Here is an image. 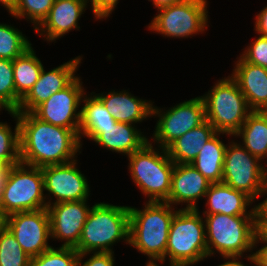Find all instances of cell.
<instances>
[{"mask_svg": "<svg viewBox=\"0 0 267 266\" xmlns=\"http://www.w3.org/2000/svg\"><path fill=\"white\" fill-rule=\"evenodd\" d=\"M20 161L42 168L75 160L82 147L79 130L39 120L31 112H17Z\"/></svg>", "mask_w": 267, "mask_h": 266, "instance_id": "cell-1", "label": "cell"}, {"mask_svg": "<svg viewBox=\"0 0 267 266\" xmlns=\"http://www.w3.org/2000/svg\"><path fill=\"white\" fill-rule=\"evenodd\" d=\"M144 209L129 207V245L149 260L166 261L171 221L178 210L166 202H147Z\"/></svg>", "mask_w": 267, "mask_h": 266, "instance_id": "cell-2", "label": "cell"}, {"mask_svg": "<svg viewBox=\"0 0 267 266\" xmlns=\"http://www.w3.org/2000/svg\"><path fill=\"white\" fill-rule=\"evenodd\" d=\"M123 239L129 244V206L100 202L91 207L75 249L79 254L113 252L112 245Z\"/></svg>", "mask_w": 267, "mask_h": 266, "instance_id": "cell-3", "label": "cell"}, {"mask_svg": "<svg viewBox=\"0 0 267 266\" xmlns=\"http://www.w3.org/2000/svg\"><path fill=\"white\" fill-rule=\"evenodd\" d=\"M204 215L208 257L216 254L214 252L217 250L223 258H242L244 252L257 248L255 215Z\"/></svg>", "mask_w": 267, "mask_h": 266, "instance_id": "cell-4", "label": "cell"}, {"mask_svg": "<svg viewBox=\"0 0 267 266\" xmlns=\"http://www.w3.org/2000/svg\"><path fill=\"white\" fill-rule=\"evenodd\" d=\"M170 266H190L208 258L205 220L198 209H178L168 235Z\"/></svg>", "mask_w": 267, "mask_h": 266, "instance_id": "cell-5", "label": "cell"}, {"mask_svg": "<svg viewBox=\"0 0 267 266\" xmlns=\"http://www.w3.org/2000/svg\"><path fill=\"white\" fill-rule=\"evenodd\" d=\"M128 160L131 178L144 196L149 197L148 202H165L170 194L175 165L166 149L160 148L156 151L152 143L147 141L139 150L129 155Z\"/></svg>", "mask_w": 267, "mask_h": 266, "instance_id": "cell-6", "label": "cell"}, {"mask_svg": "<svg viewBox=\"0 0 267 266\" xmlns=\"http://www.w3.org/2000/svg\"><path fill=\"white\" fill-rule=\"evenodd\" d=\"M206 120L223 135H234L251 112L245 96L231 77L220 79L205 95Z\"/></svg>", "mask_w": 267, "mask_h": 266, "instance_id": "cell-7", "label": "cell"}, {"mask_svg": "<svg viewBox=\"0 0 267 266\" xmlns=\"http://www.w3.org/2000/svg\"><path fill=\"white\" fill-rule=\"evenodd\" d=\"M43 191L44 176L41 168L20 162L9 167L0 204L8 216L47 208V195Z\"/></svg>", "mask_w": 267, "mask_h": 266, "instance_id": "cell-8", "label": "cell"}, {"mask_svg": "<svg viewBox=\"0 0 267 266\" xmlns=\"http://www.w3.org/2000/svg\"><path fill=\"white\" fill-rule=\"evenodd\" d=\"M207 4V0H183L161 8L148 28L170 38L202 33L208 25Z\"/></svg>", "mask_w": 267, "mask_h": 266, "instance_id": "cell-9", "label": "cell"}, {"mask_svg": "<svg viewBox=\"0 0 267 266\" xmlns=\"http://www.w3.org/2000/svg\"><path fill=\"white\" fill-rule=\"evenodd\" d=\"M152 115L159 117L153 141L163 149L206 121L205 104L201 96L179 103L166 112L152 106Z\"/></svg>", "mask_w": 267, "mask_h": 266, "instance_id": "cell-10", "label": "cell"}, {"mask_svg": "<svg viewBox=\"0 0 267 266\" xmlns=\"http://www.w3.org/2000/svg\"><path fill=\"white\" fill-rule=\"evenodd\" d=\"M259 161L243 145L229 143L223 163L222 183L256 200L266 182L263 165Z\"/></svg>", "mask_w": 267, "mask_h": 266, "instance_id": "cell-11", "label": "cell"}, {"mask_svg": "<svg viewBox=\"0 0 267 266\" xmlns=\"http://www.w3.org/2000/svg\"><path fill=\"white\" fill-rule=\"evenodd\" d=\"M85 95L81 79L76 77L63 90L52 94L31 113L39 120L52 125L80 130L81 109L78 108Z\"/></svg>", "mask_w": 267, "mask_h": 266, "instance_id": "cell-12", "label": "cell"}, {"mask_svg": "<svg viewBox=\"0 0 267 266\" xmlns=\"http://www.w3.org/2000/svg\"><path fill=\"white\" fill-rule=\"evenodd\" d=\"M7 228L15 236L23 251L31 258L52 248L48 244L51 230L47 208L9 215Z\"/></svg>", "mask_w": 267, "mask_h": 266, "instance_id": "cell-13", "label": "cell"}, {"mask_svg": "<svg viewBox=\"0 0 267 266\" xmlns=\"http://www.w3.org/2000/svg\"><path fill=\"white\" fill-rule=\"evenodd\" d=\"M77 160L64 164L48 165L41 168L44 176V190L55 196L56 200L47 206L59 202L87 200L89 184L87 178L76 166Z\"/></svg>", "mask_w": 267, "mask_h": 266, "instance_id": "cell-14", "label": "cell"}, {"mask_svg": "<svg viewBox=\"0 0 267 266\" xmlns=\"http://www.w3.org/2000/svg\"><path fill=\"white\" fill-rule=\"evenodd\" d=\"M87 200L66 201L47 206L51 238L64 241L62 247L75 248L90 209Z\"/></svg>", "mask_w": 267, "mask_h": 266, "instance_id": "cell-15", "label": "cell"}, {"mask_svg": "<svg viewBox=\"0 0 267 266\" xmlns=\"http://www.w3.org/2000/svg\"><path fill=\"white\" fill-rule=\"evenodd\" d=\"M80 56L46 72L44 67L39 79L32 89L21 100L16 112H32L37 106L46 101L52 94L63 90L77 76L74 74L81 63Z\"/></svg>", "mask_w": 267, "mask_h": 266, "instance_id": "cell-16", "label": "cell"}, {"mask_svg": "<svg viewBox=\"0 0 267 266\" xmlns=\"http://www.w3.org/2000/svg\"><path fill=\"white\" fill-rule=\"evenodd\" d=\"M211 182L206 179L192 164H175L168 199L171 205L187 203L181 209H199L196 205L199 198L205 197Z\"/></svg>", "mask_w": 267, "mask_h": 266, "instance_id": "cell-17", "label": "cell"}, {"mask_svg": "<svg viewBox=\"0 0 267 266\" xmlns=\"http://www.w3.org/2000/svg\"><path fill=\"white\" fill-rule=\"evenodd\" d=\"M88 2L87 0H55L47 17L35 29L36 33L40 32L47 41L52 42L66 35L71 29L80 28L77 23Z\"/></svg>", "mask_w": 267, "mask_h": 266, "instance_id": "cell-18", "label": "cell"}, {"mask_svg": "<svg viewBox=\"0 0 267 266\" xmlns=\"http://www.w3.org/2000/svg\"><path fill=\"white\" fill-rule=\"evenodd\" d=\"M231 77L237 82L251 111H267V68L239 57Z\"/></svg>", "mask_w": 267, "mask_h": 266, "instance_id": "cell-19", "label": "cell"}, {"mask_svg": "<svg viewBox=\"0 0 267 266\" xmlns=\"http://www.w3.org/2000/svg\"><path fill=\"white\" fill-rule=\"evenodd\" d=\"M110 111L118 123L135 124L147 117H153V104L147 100L138 99L127 91H110L108 94H95Z\"/></svg>", "mask_w": 267, "mask_h": 266, "instance_id": "cell-20", "label": "cell"}, {"mask_svg": "<svg viewBox=\"0 0 267 266\" xmlns=\"http://www.w3.org/2000/svg\"><path fill=\"white\" fill-rule=\"evenodd\" d=\"M207 210L204 214H226L232 216L255 215L254 207L247 212L254 200L246 193L233 189L224 183H211L205 194Z\"/></svg>", "mask_w": 267, "mask_h": 266, "instance_id": "cell-21", "label": "cell"}, {"mask_svg": "<svg viewBox=\"0 0 267 266\" xmlns=\"http://www.w3.org/2000/svg\"><path fill=\"white\" fill-rule=\"evenodd\" d=\"M93 141L107 150L129 156L139 150L148 141V138L144 137L133 124L116 122L108 128H102V132Z\"/></svg>", "mask_w": 267, "mask_h": 266, "instance_id": "cell-22", "label": "cell"}, {"mask_svg": "<svg viewBox=\"0 0 267 266\" xmlns=\"http://www.w3.org/2000/svg\"><path fill=\"white\" fill-rule=\"evenodd\" d=\"M216 133L215 128L206 120L173 141L166 148L167 154L175 164H191L205 143Z\"/></svg>", "mask_w": 267, "mask_h": 266, "instance_id": "cell-23", "label": "cell"}, {"mask_svg": "<svg viewBox=\"0 0 267 266\" xmlns=\"http://www.w3.org/2000/svg\"><path fill=\"white\" fill-rule=\"evenodd\" d=\"M233 136L242 137L243 147L263 161L267 155V111H251Z\"/></svg>", "mask_w": 267, "mask_h": 266, "instance_id": "cell-24", "label": "cell"}, {"mask_svg": "<svg viewBox=\"0 0 267 266\" xmlns=\"http://www.w3.org/2000/svg\"><path fill=\"white\" fill-rule=\"evenodd\" d=\"M221 132L209 139L191 163L211 183H221L227 145L220 141ZM219 137V138H218Z\"/></svg>", "mask_w": 267, "mask_h": 266, "instance_id": "cell-25", "label": "cell"}, {"mask_svg": "<svg viewBox=\"0 0 267 266\" xmlns=\"http://www.w3.org/2000/svg\"><path fill=\"white\" fill-rule=\"evenodd\" d=\"M90 97H83L84 102L81 108V121L79 137L86 136L93 140L102 128H108L112 124H116L115 118L112 116L108 108L104 106L102 101L94 94Z\"/></svg>", "mask_w": 267, "mask_h": 266, "instance_id": "cell-26", "label": "cell"}, {"mask_svg": "<svg viewBox=\"0 0 267 266\" xmlns=\"http://www.w3.org/2000/svg\"><path fill=\"white\" fill-rule=\"evenodd\" d=\"M43 67L32 46L13 60L15 90L21 99L27 95L37 82Z\"/></svg>", "mask_w": 267, "mask_h": 266, "instance_id": "cell-27", "label": "cell"}, {"mask_svg": "<svg viewBox=\"0 0 267 266\" xmlns=\"http://www.w3.org/2000/svg\"><path fill=\"white\" fill-rule=\"evenodd\" d=\"M16 119L14 133L7 123L0 122V161L8 167L20 163L19 122L16 111H9Z\"/></svg>", "mask_w": 267, "mask_h": 266, "instance_id": "cell-28", "label": "cell"}, {"mask_svg": "<svg viewBox=\"0 0 267 266\" xmlns=\"http://www.w3.org/2000/svg\"><path fill=\"white\" fill-rule=\"evenodd\" d=\"M31 42L17 28L0 23V58L14 60L31 47Z\"/></svg>", "mask_w": 267, "mask_h": 266, "instance_id": "cell-29", "label": "cell"}, {"mask_svg": "<svg viewBox=\"0 0 267 266\" xmlns=\"http://www.w3.org/2000/svg\"><path fill=\"white\" fill-rule=\"evenodd\" d=\"M21 98L16 94L13 61L0 58V105L6 111H17Z\"/></svg>", "mask_w": 267, "mask_h": 266, "instance_id": "cell-30", "label": "cell"}, {"mask_svg": "<svg viewBox=\"0 0 267 266\" xmlns=\"http://www.w3.org/2000/svg\"><path fill=\"white\" fill-rule=\"evenodd\" d=\"M30 259L8 228L0 232V266H30Z\"/></svg>", "mask_w": 267, "mask_h": 266, "instance_id": "cell-31", "label": "cell"}, {"mask_svg": "<svg viewBox=\"0 0 267 266\" xmlns=\"http://www.w3.org/2000/svg\"><path fill=\"white\" fill-rule=\"evenodd\" d=\"M79 253L75 248H50L39 256L30 259V266H77Z\"/></svg>", "mask_w": 267, "mask_h": 266, "instance_id": "cell-32", "label": "cell"}, {"mask_svg": "<svg viewBox=\"0 0 267 266\" xmlns=\"http://www.w3.org/2000/svg\"><path fill=\"white\" fill-rule=\"evenodd\" d=\"M55 0H18L15 11L11 14L15 18L31 20L36 29L49 14Z\"/></svg>", "mask_w": 267, "mask_h": 266, "instance_id": "cell-33", "label": "cell"}, {"mask_svg": "<svg viewBox=\"0 0 267 266\" xmlns=\"http://www.w3.org/2000/svg\"><path fill=\"white\" fill-rule=\"evenodd\" d=\"M240 57L250 64L267 68V37L259 35Z\"/></svg>", "mask_w": 267, "mask_h": 266, "instance_id": "cell-34", "label": "cell"}, {"mask_svg": "<svg viewBox=\"0 0 267 266\" xmlns=\"http://www.w3.org/2000/svg\"><path fill=\"white\" fill-rule=\"evenodd\" d=\"M114 252H96L90 256L84 263L83 257L90 253L79 254V260L77 266H114ZM83 264V265H82Z\"/></svg>", "mask_w": 267, "mask_h": 266, "instance_id": "cell-35", "label": "cell"}, {"mask_svg": "<svg viewBox=\"0 0 267 266\" xmlns=\"http://www.w3.org/2000/svg\"><path fill=\"white\" fill-rule=\"evenodd\" d=\"M90 2L95 19L107 18L118 4V0H90Z\"/></svg>", "mask_w": 267, "mask_h": 266, "instance_id": "cell-36", "label": "cell"}, {"mask_svg": "<svg viewBox=\"0 0 267 266\" xmlns=\"http://www.w3.org/2000/svg\"><path fill=\"white\" fill-rule=\"evenodd\" d=\"M267 194V181L265 182L262 190L260 191L259 197L261 195ZM255 220L256 223H267V197L264 201L260 202L254 207Z\"/></svg>", "mask_w": 267, "mask_h": 266, "instance_id": "cell-37", "label": "cell"}, {"mask_svg": "<svg viewBox=\"0 0 267 266\" xmlns=\"http://www.w3.org/2000/svg\"><path fill=\"white\" fill-rule=\"evenodd\" d=\"M255 20V31L258 33V35L267 37V6L256 15Z\"/></svg>", "mask_w": 267, "mask_h": 266, "instance_id": "cell-38", "label": "cell"}, {"mask_svg": "<svg viewBox=\"0 0 267 266\" xmlns=\"http://www.w3.org/2000/svg\"><path fill=\"white\" fill-rule=\"evenodd\" d=\"M259 241L261 242V244L263 243L264 246H262L259 250H257L254 253L257 255L259 259L260 266H267V239L260 232H258L257 234L256 244H258Z\"/></svg>", "mask_w": 267, "mask_h": 266, "instance_id": "cell-39", "label": "cell"}, {"mask_svg": "<svg viewBox=\"0 0 267 266\" xmlns=\"http://www.w3.org/2000/svg\"><path fill=\"white\" fill-rule=\"evenodd\" d=\"M246 258L247 260L255 264V266H260L259 259L255 253L252 252L251 255H248ZM237 259H240V257H230V266H247L244 265L243 262H240Z\"/></svg>", "mask_w": 267, "mask_h": 266, "instance_id": "cell-40", "label": "cell"}, {"mask_svg": "<svg viewBox=\"0 0 267 266\" xmlns=\"http://www.w3.org/2000/svg\"><path fill=\"white\" fill-rule=\"evenodd\" d=\"M152 1L153 5L159 10L164 7H168L173 4H177L183 0H148Z\"/></svg>", "mask_w": 267, "mask_h": 266, "instance_id": "cell-41", "label": "cell"}, {"mask_svg": "<svg viewBox=\"0 0 267 266\" xmlns=\"http://www.w3.org/2000/svg\"><path fill=\"white\" fill-rule=\"evenodd\" d=\"M0 3L12 14L17 7L18 0H0Z\"/></svg>", "mask_w": 267, "mask_h": 266, "instance_id": "cell-42", "label": "cell"}, {"mask_svg": "<svg viewBox=\"0 0 267 266\" xmlns=\"http://www.w3.org/2000/svg\"><path fill=\"white\" fill-rule=\"evenodd\" d=\"M7 220H8V215L3 210L0 204V232L7 228Z\"/></svg>", "mask_w": 267, "mask_h": 266, "instance_id": "cell-43", "label": "cell"}, {"mask_svg": "<svg viewBox=\"0 0 267 266\" xmlns=\"http://www.w3.org/2000/svg\"><path fill=\"white\" fill-rule=\"evenodd\" d=\"M9 167H7L3 172L0 173V199L2 195L3 188L8 176Z\"/></svg>", "mask_w": 267, "mask_h": 266, "instance_id": "cell-44", "label": "cell"}, {"mask_svg": "<svg viewBox=\"0 0 267 266\" xmlns=\"http://www.w3.org/2000/svg\"><path fill=\"white\" fill-rule=\"evenodd\" d=\"M257 230L267 239V223H256Z\"/></svg>", "mask_w": 267, "mask_h": 266, "instance_id": "cell-45", "label": "cell"}, {"mask_svg": "<svg viewBox=\"0 0 267 266\" xmlns=\"http://www.w3.org/2000/svg\"><path fill=\"white\" fill-rule=\"evenodd\" d=\"M156 262H160V260H148L146 266H159L158 264H156Z\"/></svg>", "mask_w": 267, "mask_h": 266, "instance_id": "cell-46", "label": "cell"}, {"mask_svg": "<svg viewBox=\"0 0 267 266\" xmlns=\"http://www.w3.org/2000/svg\"><path fill=\"white\" fill-rule=\"evenodd\" d=\"M7 167L8 166L4 162L0 161V173L3 172Z\"/></svg>", "mask_w": 267, "mask_h": 266, "instance_id": "cell-47", "label": "cell"}, {"mask_svg": "<svg viewBox=\"0 0 267 266\" xmlns=\"http://www.w3.org/2000/svg\"><path fill=\"white\" fill-rule=\"evenodd\" d=\"M265 159H267V155H266ZM262 168H263L264 177H265V179L267 181V168H265L264 166H262Z\"/></svg>", "mask_w": 267, "mask_h": 266, "instance_id": "cell-48", "label": "cell"}, {"mask_svg": "<svg viewBox=\"0 0 267 266\" xmlns=\"http://www.w3.org/2000/svg\"><path fill=\"white\" fill-rule=\"evenodd\" d=\"M224 259H228V261H226L224 264H221V265H218V266H230V257L224 258Z\"/></svg>", "mask_w": 267, "mask_h": 266, "instance_id": "cell-49", "label": "cell"}]
</instances>
